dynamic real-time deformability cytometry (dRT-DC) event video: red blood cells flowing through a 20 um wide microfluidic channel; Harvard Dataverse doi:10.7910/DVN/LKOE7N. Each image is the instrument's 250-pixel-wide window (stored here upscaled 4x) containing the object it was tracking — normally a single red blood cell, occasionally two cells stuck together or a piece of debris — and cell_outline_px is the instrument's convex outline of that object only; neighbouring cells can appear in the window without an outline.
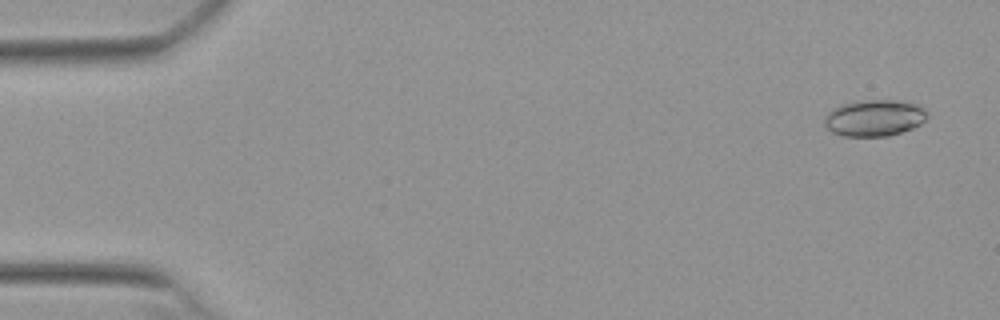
{"species": "Egyptian fruit bat (a non-hibernating species)", "species_latin": "Rousettus aegyptiacus", "temperature_condition": "warm", "stored_images_in_passage": 9, "camera_frame_rate_fps": 3000, "um_per_image_px": 0.085, "animal": {"sex": "female"}, "frame": {"image": 1, "passage_image": 3, "time_ms": 0.667, "image_size_px": [1000, 320], "cell_outline_px": [[928, 116], [920, 124], [912, 128], [888, 136], [844, 136], [832, 132], [824, 124], [824, 116], [832, 108], [840, 104], [864, 100], [896, 100], [920, 104], [928, 112]], "centroid_in_image_um": [74.32, 10.01], "position_along_channel_um": 10.7, "area_um2": 22.02}}